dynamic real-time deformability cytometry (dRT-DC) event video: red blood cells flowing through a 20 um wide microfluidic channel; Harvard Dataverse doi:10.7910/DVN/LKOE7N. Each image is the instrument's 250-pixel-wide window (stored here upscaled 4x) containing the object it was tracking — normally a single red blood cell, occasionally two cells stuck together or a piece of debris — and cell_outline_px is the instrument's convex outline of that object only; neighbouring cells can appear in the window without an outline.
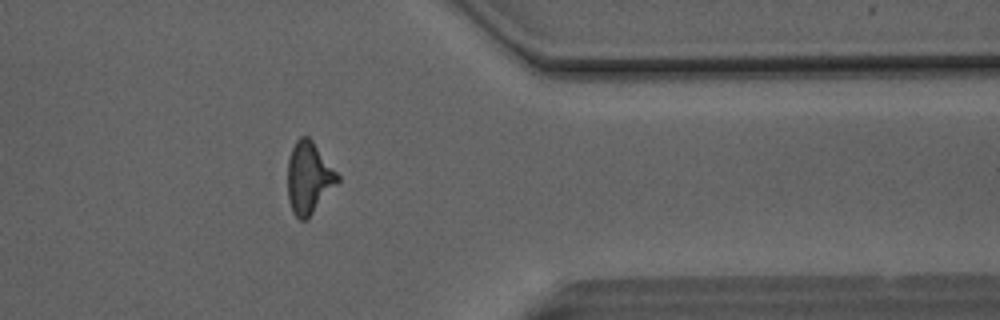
{"species": "Egyptian fruit bat (a non-hibernating species)", "species_latin": "Rousettus aegyptiacus", "temperature_condition": "room temperature", "stored_images_in_passage": 49, "camera_frame_rate_fps": 3000, "um_per_image_px": 0.085, "animal": {"sex": "male"}, "frame": {"image": 1, "passage_image": 40, "time_ms": 13.0, "image_size_px": [1000, 320], "cell_outline_px": [[340, 180], [308, 220], [300, 220], [292, 212], [288, 200], [288, 160], [292, 148], [296, 140], [300, 136], [308, 136], [312, 140], [340, 176]], "centroid_in_image_um": [26.25, 15.14], "position_along_channel_um": 385.1, "area_um2": 20.98}}
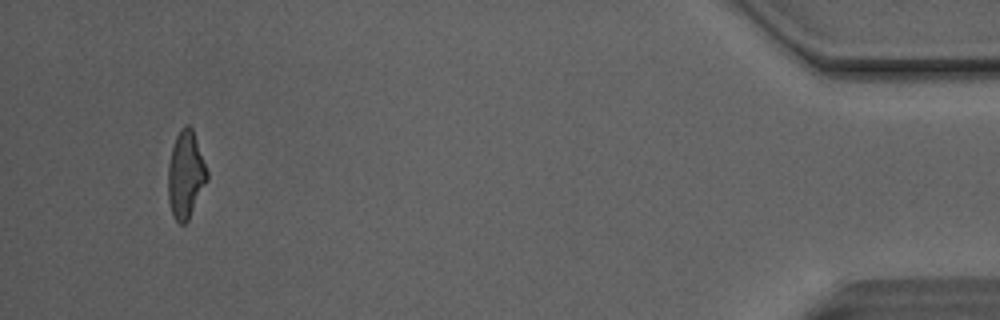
{"frame": {"image": 2, "passage_image": 47, "time_ms": 15.333, "image_size_px": [1000, 320], "cell_outline_px": [[208, 180], [188, 220], [184, 224], [180, 224], [172, 216], [168, 200], [168, 164], [172, 148], [176, 136], [180, 128], [184, 124], [188, 124], [192, 128], [208, 172]], "centroid_in_image_um": [15.77, 14.86], "position_along_channel_um": 419.4, "area_um2": 19.88}, "authors_computed_cell_mechanics": {"area_um2": 21.386, "velocity_mm_per_s": 4.1492, "shape_relaxation_time_tau1_ms": 8.6382, "shape_relaxation_time_tau2_ms": 1.8548, "deformation_change_tau1": 0.2516, "deformation_change_tau2": 0.1328}}